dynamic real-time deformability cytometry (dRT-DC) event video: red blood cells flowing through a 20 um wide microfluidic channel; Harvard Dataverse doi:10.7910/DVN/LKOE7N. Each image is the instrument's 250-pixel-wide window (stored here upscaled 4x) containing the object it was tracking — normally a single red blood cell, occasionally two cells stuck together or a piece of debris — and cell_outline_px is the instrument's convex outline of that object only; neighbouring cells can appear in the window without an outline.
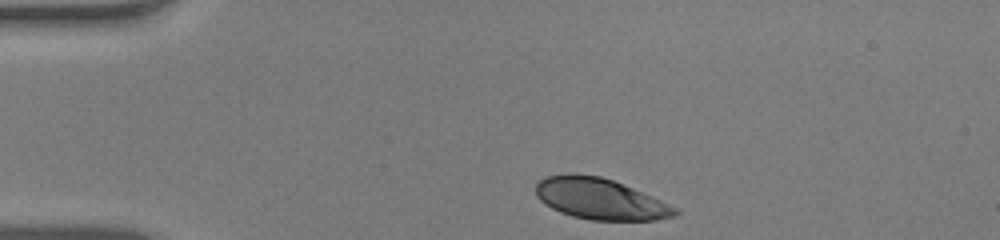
{"species": "human", "species_latin": "Homo sapiens", "temperature_condition": "warm", "stored_images_in_passage": 34, "camera_frame_rate_fps": 3000, "um_per_image_px": 0.085, "donor": {"sex": "male"}, "frame": {"image": 1, "passage_image": 1, "time_ms": 0.0, "image_size_px": [1000, 240], "cell_outline_px": [[680, 212], [676, 216], [656, 220], [592, 220], [572, 216], [560, 212], [544, 204], [536, 196], [536, 184], [544, 176], [600, 176], [612, 180], [632, 188], [660, 200], [676, 208]], "centroid_in_image_um": [51.02, 16.95], "position_along_channel_um": 34.0, "area_um2": 32.54}}
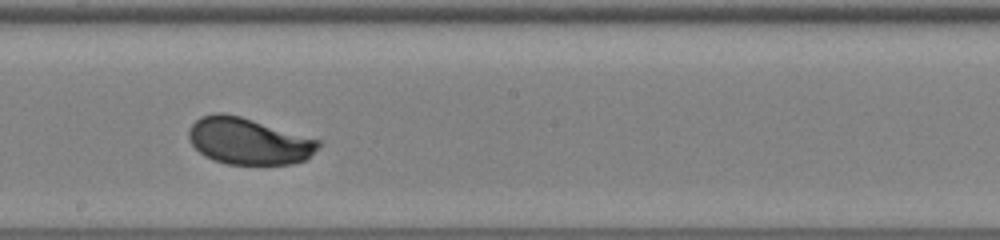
{"frame": {"image": 2, "passage_image": 20, "time_ms": 6.333, "image_size_px": [1000, 240], "cell_outline_px": [[320, 144], [304, 160], [292, 164], [228, 164], [212, 160], [204, 156], [192, 144], [188, 136], [188, 132], [192, 124], [200, 116], [216, 112], [224, 112], [240, 116], [320, 140]], "centroid_in_image_um": [21.07, 11.99], "position_along_channel_um": 227.1, "area_um2": 34.91}}
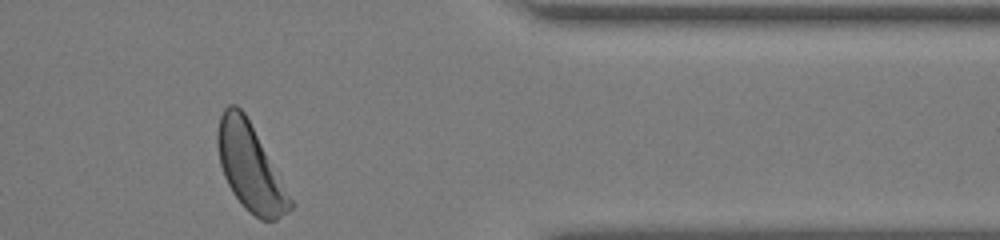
{"frame": {"image": 3, "passage_image": 34, "time_ms": 11.0, "image_size_px": [1000, 240], "cell_outline_px": [[292, 208], [288, 212], [276, 220], [260, 220], [248, 212], [244, 208], [232, 192], [224, 176], [220, 164], [216, 144], [216, 132], [220, 116], [224, 108], [228, 104], [236, 104], [244, 112], [292, 200]], "centroid_in_image_um": [21.21, 14.22], "position_along_channel_um": 390.2, "area_um2": 36.13}, "authors_computed_cell_mechanics": {"area_um2": 34.9401, "velocity_mm_per_s": 3.8986, "shape_relaxation_time_tau1_ms": 1.7152, "shape_relaxation_time_tau2_ms": null, "deformation_change_tau1": 0.1307, "deformation_change_tau2": null}}